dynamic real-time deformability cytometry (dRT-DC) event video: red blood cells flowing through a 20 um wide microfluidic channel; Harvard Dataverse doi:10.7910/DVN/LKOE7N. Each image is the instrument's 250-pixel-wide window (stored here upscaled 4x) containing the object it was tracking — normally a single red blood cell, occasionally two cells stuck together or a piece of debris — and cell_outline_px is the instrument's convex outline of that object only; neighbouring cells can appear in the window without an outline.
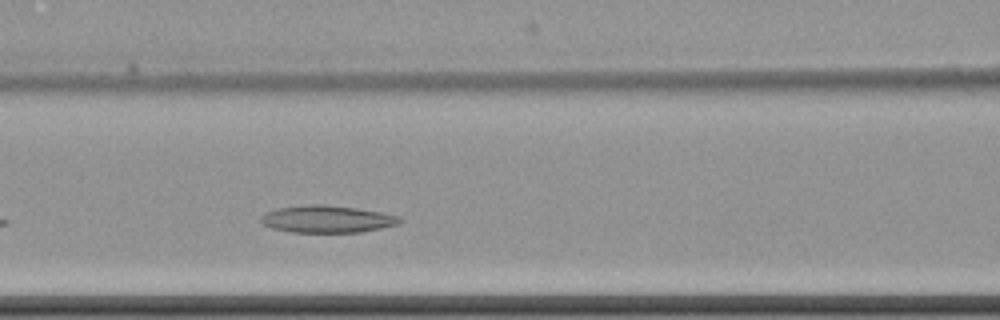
{"species": "common noctule bat (a hibernating species)", "species_latin": "Nyctalus noctula", "temperature_condition": "cold", "stored_images_in_passage": 5, "camera_frame_rate_fps": 3000, "um_per_image_px": 0.085, "animal": {"sex": "female", "body_mass_g": 22.7, "forearm_length_mm": 54.2}, "frame": {"image": 1, "passage_image": 5, "time_ms": 4.667, "image_size_px": [1000, 320], "cell_outline_px": [[404, 220], [400, 224], [360, 232], [292, 232], [272, 228], [264, 224], [260, 220], [260, 216], [264, 212], [276, 208], [308, 204], [324, 204], [356, 208], [380, 212], [400, 216]], "centroid_in_image_um": [27.8, 18.61], "position_along_channel_um": 138.8, "area_um2": 22.14}}